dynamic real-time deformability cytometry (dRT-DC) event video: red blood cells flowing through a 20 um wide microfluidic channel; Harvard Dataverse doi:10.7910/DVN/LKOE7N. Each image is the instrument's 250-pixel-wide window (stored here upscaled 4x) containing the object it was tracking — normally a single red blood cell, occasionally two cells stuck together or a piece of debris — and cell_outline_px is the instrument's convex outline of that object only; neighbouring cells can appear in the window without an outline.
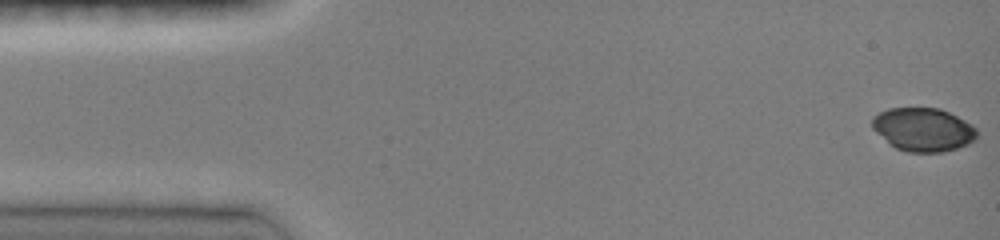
{"species": "common noctule bat (a hibernating species)", "species_latin": "Nyctalus noctula", "temperature_condition": "room temperature", "stored_images_in_passage": 14, "camera_frame_rate_fps": 3000, "um_per_image_px": 0.085, "animal": {"sex": "female", "body_mass_g": 19.0, "forearm_length_mm": 51.5}, "frame": {"image": 1, "passage_image": 1, "time_ms": 0.0, "image_size_px": [1000, 240], "cell_outline_px": [[976, 140], [968, 144], [956, 148], [940, 152], [908, 152], [896, 148], [888, 144], [872, 128], [872, 116], [888, 108], [940, 108], [972, 124], [976, 128]], "centroid_in_image_um": [78.45, 11.01], "position_along_channel_um": 6.6, "area_um2": 26.53}}